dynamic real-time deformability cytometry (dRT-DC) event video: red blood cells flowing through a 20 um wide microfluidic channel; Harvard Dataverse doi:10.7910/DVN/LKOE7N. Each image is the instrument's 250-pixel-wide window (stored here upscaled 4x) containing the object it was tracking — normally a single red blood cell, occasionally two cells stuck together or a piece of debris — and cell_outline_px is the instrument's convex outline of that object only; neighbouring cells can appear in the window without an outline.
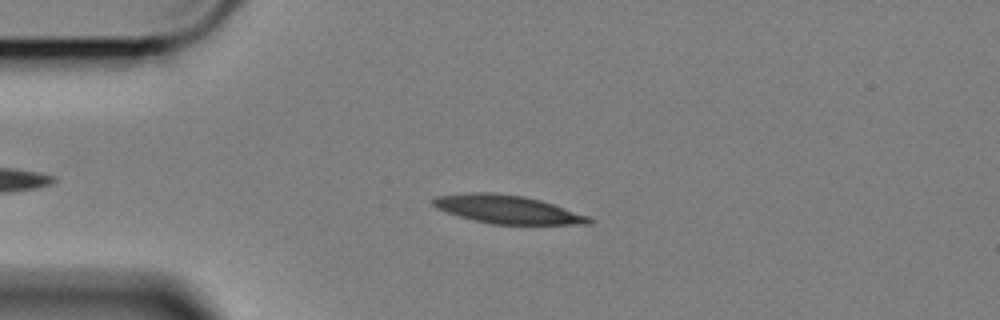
{"species": "Egyptian fruit bat (a non-hibernating species)", "species_latin": "Rousettus aegyptiacus", "temperature_condition": "cold", "stored_images_in_passage": 51, "camera_frame_rate_fps": 3000, "um_per_image_px": 0.085, "animal": {"sex": "female"}, "frame": {"image": 1, "passage_image": 11, "time_ms": 3.333, "image_size_px": [1000, 320], "cell_outline_px": [[596, 220], [592, 224], [492, 224], [472, 220], [436, 208], [432, 204], [432, 200], [436, 196], [472, 192], [492, 192], [524, 196], [540, 200], [588, 216]], "centroid_in_image_um": [43.13, 17.8], "position_along_channel_um": 41.9, "area_um2": 25.55}}
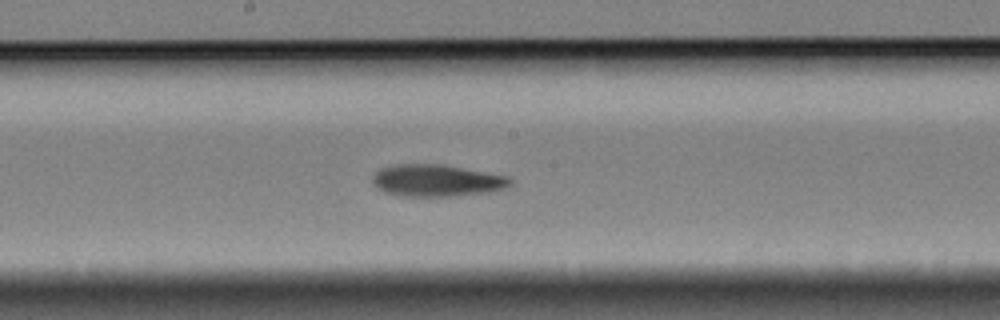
{"frame": {"image": 2, "passage_image": 28, "time_ms": 9.0, "image_size_px": [1000, 320], "cell_outline_px": [[512, 184], [504, 188], [492, 192], [448, 196], [404, 196], [384, 192], [376, 188], [372, 184], [372, 176], [380, 168], [392, 164], [444, 164], [508, 176], [512, 180]], "centroid_in_image_um": [37.1, 15.33], "position_along_channel_um": 211.1, "area_um2": 25.89}}
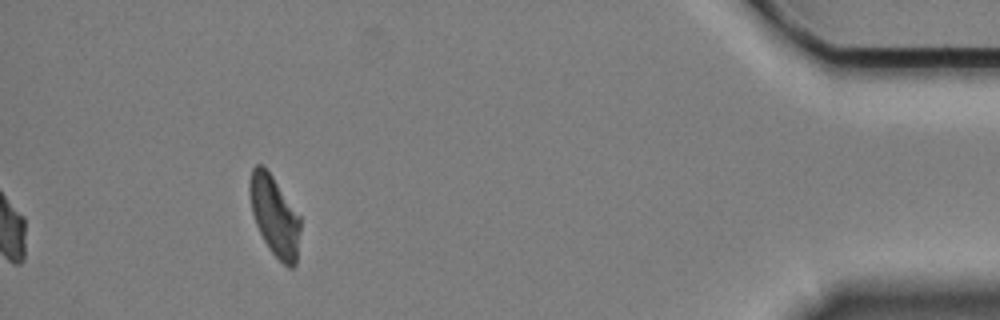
{"frame": {"image": 3, "passage_image": 51, "time_ms": 16.667, "image_size_px": [1000, 320], "cell_outline_px": [[300, 228], [296, 264], [292, 268], [288, 268], [268, 248], [256, 224], [252, 212], [248, 192], [248, 184], [252, 168], [256, 164], [260, 164], [272, 176], [300, 216]], "centroid_in_image_um": [23.32, 18.35], "position_along_channel_um": 411.9, "area_um2": 23.41}, "authors_computed_cell_mechanics": {"area_um2": 25.0274, "velocity_mm_per_s": 3.3832, "shape_relaxation_time_tau1_ms": 5.7588, "shape_relaxation_time_tau2_ms": 8.8697, "deformation_change_tau1": 0.1706, "deformation_change_tau2": 0.1592}}